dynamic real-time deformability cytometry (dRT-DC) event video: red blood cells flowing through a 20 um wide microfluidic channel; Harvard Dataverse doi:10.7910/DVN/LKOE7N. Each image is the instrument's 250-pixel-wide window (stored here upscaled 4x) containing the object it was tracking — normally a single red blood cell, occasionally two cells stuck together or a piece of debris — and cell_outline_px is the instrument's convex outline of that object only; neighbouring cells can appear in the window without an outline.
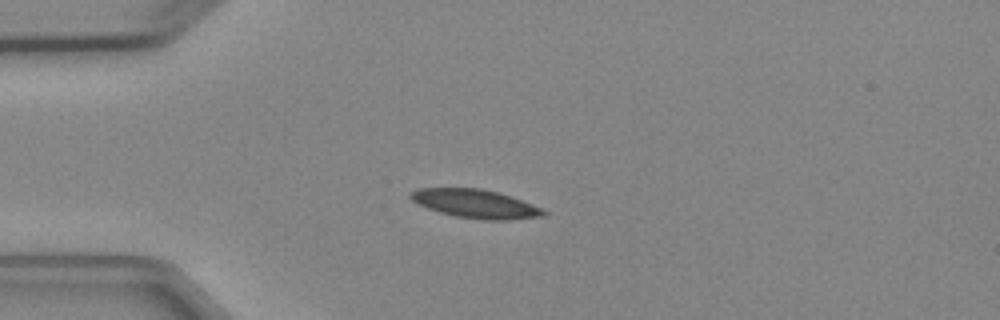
{"species": "Egyptian fruit bat (a non-hibernating species)", "species_latin": "Rousettus aegyptiacus", "temperature_condition": "cold", "stored_images_in_passage": 5, "camera_frame_rate_fps": 3000, "um_per_image_px": 0.085, "animal": {"sex": "female"}, "frame": {"image": 1, "passage_image": 3, "time_ms": 2.333, "image_size_px": [1000, 320], "cell_outline_px": [[548, 212], [544, 216], [508, 220], [484, 220], [456, 216], [440, 212], [416, 204], [408, 196], [412, 192], [420, 188], [480, 188], [512, 196], [544, 208]], "centroid_in_image_um": [40.46, 17.32], "position_along_channel_um": 44.5, "area_um2": 22.25}}
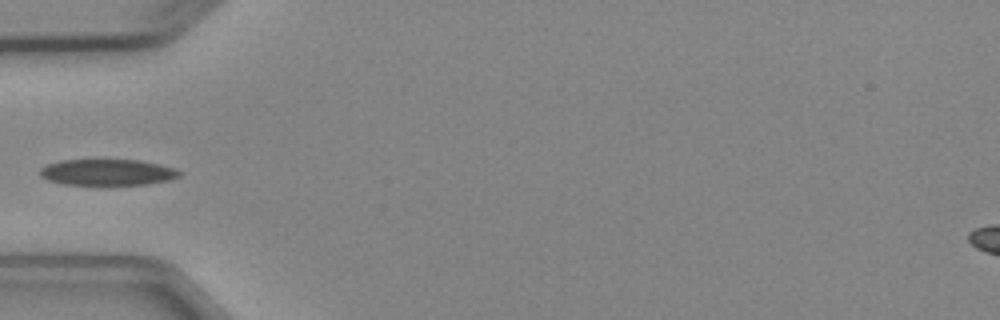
{"frame": {"image": 2, "passage_image": 4, "time_ms": 3.667, "image_size_px": [1000, 320], "cell_outline_px": [[180, 176], [168, 180], [148, 184], [64, 184], [48, 180], [40, 176], [40, 168], [48, 164], [60, 160], [96, 156], [140, 160], [160, 164], [172, 168], [180, 172]], "centroid_in_image_um": [9.07, 14.57], "position_along_channel_um": 75.9, "area_um2": 22.14}}